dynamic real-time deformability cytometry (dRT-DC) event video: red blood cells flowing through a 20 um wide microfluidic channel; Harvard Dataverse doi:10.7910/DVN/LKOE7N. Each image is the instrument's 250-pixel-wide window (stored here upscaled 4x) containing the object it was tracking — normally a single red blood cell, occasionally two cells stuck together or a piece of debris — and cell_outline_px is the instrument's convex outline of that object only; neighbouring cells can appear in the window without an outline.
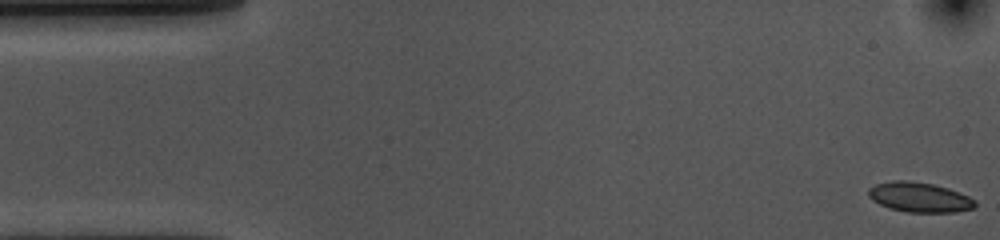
{"species": "common noctule bat (a hibernating species)", "species_latin": "Nyctalus noctula", "temperature_condition": "cold", "stored_images_in_passage": 54, "camera_frame_rate_fps": 3000, "um_per_image_px": 0.085, "animal": {"sex": "female", "body_mass_g": 10.0, "forearm_length_mm": 53.1}, "frame": {"image": 1, "passage_image": 1, "time_ms": 0.0, "image_size_px": [1000, 240], "cell_outline_px": [[976, 204], [972, 208], [956, 212], [908, 212], [888, 208], [872, 200], [868, 196], [868, 188], [876, 184], [892, 180], [908, 180], [932, 184], [948, 188], [968, 196], [976, 200]], "centroid_in_image_um": [78.12, 16.76], "position_along_channel_um": 6.9, "area_um2": 18.55}}
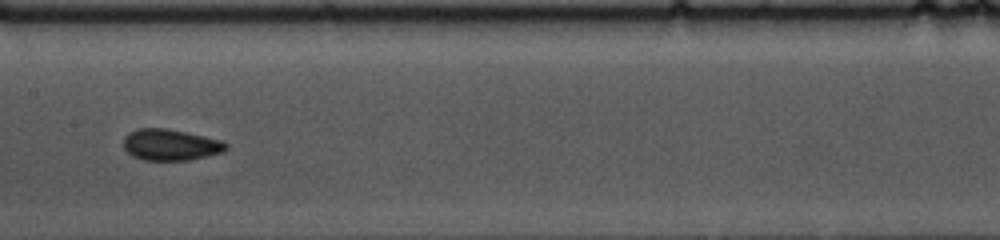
{"frame": {"image": 2, "passage_image": 26, "time_ms": 8.333, "image_size_px": [1000, 240], "cell_outline_px": [[228, 148], [224, 152], [188, 160], [144, 160], [132, 156], [124, 148], [124, 136], [128, 132], [136, 128], [164, 128], [188, 132], [220, 140], [228, 144]], "centroid_in_image_um": [14.48, 12.3], "position_along_channel_um": 192.9, "area_um2": 18.79}}
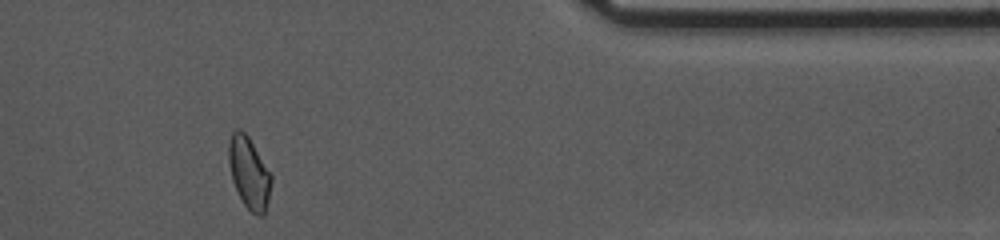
{"frame": {"image": 3, "passage_image": 45, "time_ms": 14.667, "image_size_px": [1000, 240], "cell_outline_px": [[272, 180], [268, 200], [264, 216], [256, 216], [244, 204], [232, 180], [228, 160], [228, 144], [232, 132], [236, 128], [240, 128], [248, 136], [272, 176]], "centroid_in_image_um": [21.16, 14.68], "position_along_channel_um": 390.2, "area_um2": 17.63}, "authors_computed_cell_mechanics": {"area_um2": 18.3515, "velocity_mm_per_s": 3.5894, "shape_relaxation_time_tau1_ms": 2.1712, "shape_relaxation_time_tau2_ms": 1.2595, "deformation_change_tau1": 0.1023, "deformation_change_tau2": 0.064}}